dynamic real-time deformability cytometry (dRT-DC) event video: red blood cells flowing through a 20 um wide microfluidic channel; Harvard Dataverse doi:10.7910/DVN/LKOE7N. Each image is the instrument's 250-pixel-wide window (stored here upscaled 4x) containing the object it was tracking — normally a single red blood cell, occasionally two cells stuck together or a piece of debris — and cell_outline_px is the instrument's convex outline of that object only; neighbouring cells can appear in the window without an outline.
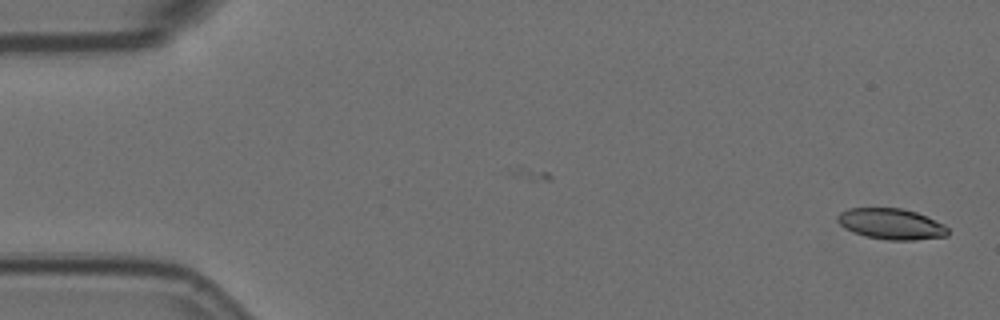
{"species": "Egyptian fruit bat (a non-hibernating species)", "species_latin": "Rousettus aegyptiacus", "temperature_condition": "room temperature", "stored_images_in_passage": 2, "camera_frame_rate_fps": 3000, "um_per_image_px": 0.085, "animal": {"sex": "female"}, "frame": {"image": 1, "passage_image": 2, "time_ms": 0.333, "image_size_px": [1000, 320], "cell_outline_px": [[948, 236], [912, 240], [888, 240], [868, 236], [844, 228], [836, 220], [836, 216], [840, 212], [848, 208], [900, 208], [916, 212], [944, 224], [948, 228]], "centroid_in_image_um": [75.75, 19.03], "position_along_channel_um": 9.3, "area_um2": 19.71}}